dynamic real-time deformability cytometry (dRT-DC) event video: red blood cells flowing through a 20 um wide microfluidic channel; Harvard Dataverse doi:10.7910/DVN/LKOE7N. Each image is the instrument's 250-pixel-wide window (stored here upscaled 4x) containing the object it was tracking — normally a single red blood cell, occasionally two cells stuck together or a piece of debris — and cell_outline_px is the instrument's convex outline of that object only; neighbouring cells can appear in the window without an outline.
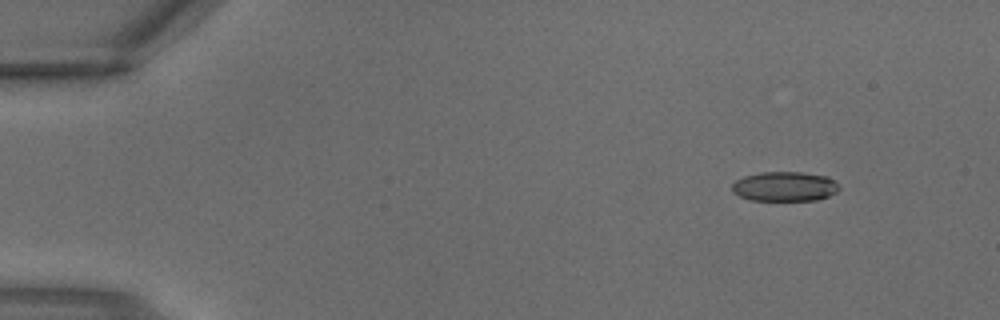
{"species": "common noctule bat (a hibernating species)", "species_latin": "Nyctalus noctula", "temperature_condition": "warm", "stored_images_in_passage": 2, "camera_frame_rate_fps": 3000, "um_per_image_px": 0.085, "animal": {"sex": "male", "body_mass_g": 18.8}, "frame": {"image": 1, "passage_image": 1, "time_ms": 0.0, "image_size_px": [1000, 320], "cell_outline_px": [[840, 188], [836, 192], [828, 196], [816, 200], [752, 200], [740, 196], [732, 192], [732, 184], [736, 180], [744, 176], [760, 172], [800, 172], [828, 176]], "centroid_in_image_um": [66.67, 15.84], "position_along_channel_um": 18.3, "area_um2": 18.38}}